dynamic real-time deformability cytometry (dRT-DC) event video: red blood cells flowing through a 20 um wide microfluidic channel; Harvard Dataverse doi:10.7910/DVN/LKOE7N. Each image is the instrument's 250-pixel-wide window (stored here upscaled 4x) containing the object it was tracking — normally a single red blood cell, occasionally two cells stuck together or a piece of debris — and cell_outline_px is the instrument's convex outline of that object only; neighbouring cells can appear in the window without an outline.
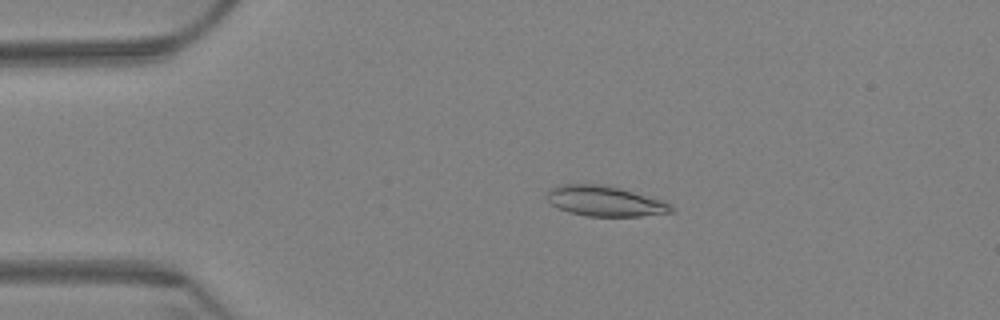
{"species": "Egyptian fruit bat (a non-hibernating species)", "species_latin": "Rousettus aegyptiacus", "temperature_condition": "warm", "stored_images_in_passage": 6, "camera_frame_rate_fps": 3000, "um_per_image_px": 0.085, "animal": {"sex": "female"}, "frame": {"image": 1, "passage_image": 2, "time_ms": 0.333, "image_size_px": [1000, 320], "cell_outline_px": [[672, 212], [640, 216], [588, 216], [568, 212], [552, 204], [544, 196], [552, 188], [560, 184], [596, 184], [620, 188], [660, 200], [668, 204], [672, 208]], "centroid_in_image_um": [51.35, 17.09], "position_along_channel_um": 33.6, "area_um2": 21.5}}
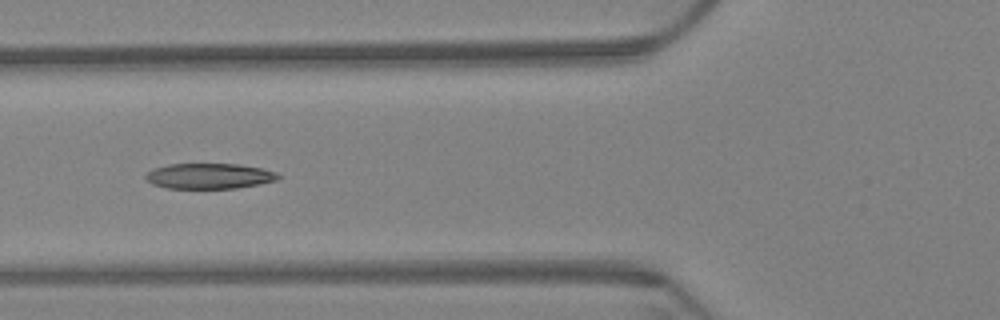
{"frame": {"image": 2, "passage_image": 5, "time_ms": 1.333, "image_size_px": [1000, 320], "cell_outline_px": [[280, 176], [276, 180], [260, 184], [236, 188], [168, 188], [152, 184], [144, 176], [152, 168], [168, 164], [240, 164], [264, 168], [276, 172]], "centroid_in_image_um": [17.79, 14.95], "position_along_channel_um": 108.0, "area_um2": 19.71}}
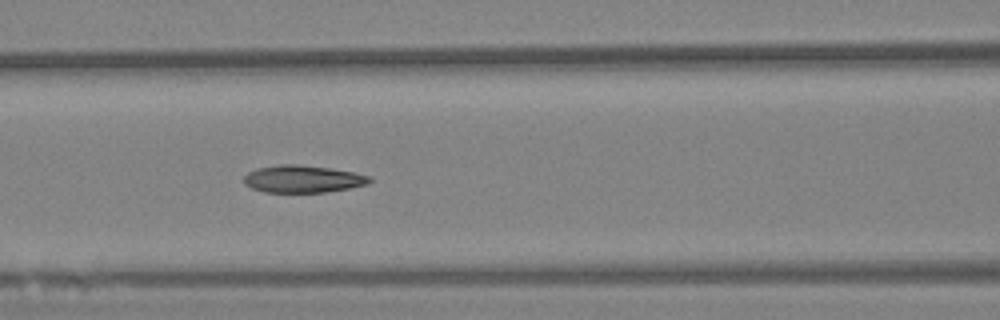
{"frame": {"image": 3, "passage_image": 6, "time_ms": 1.667, "image_size_px": [1000, 320], "cell_outline_px": [[372, 180], [368, 184], [348, 188], [324, 192], [264, 192], [252, 188], [244, 184], [244, 176], [248, 172], [256, 168], [276, 164], [296, 164], [332, 168], [372, 176]], "centroid_in_image_um": [25.72, 15.2], "position_along_channel_um": 140.9, "area_um2": 20.11}}